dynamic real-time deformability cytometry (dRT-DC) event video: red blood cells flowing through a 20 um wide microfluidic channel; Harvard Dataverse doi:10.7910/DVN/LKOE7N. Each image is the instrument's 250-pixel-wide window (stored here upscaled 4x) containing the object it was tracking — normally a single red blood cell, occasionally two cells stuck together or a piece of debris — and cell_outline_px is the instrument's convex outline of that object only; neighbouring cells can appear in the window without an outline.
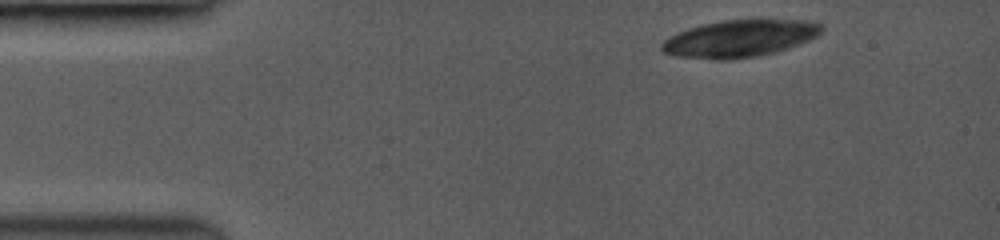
{"species": "common noctule bat (a hibernating species)", "species_latin": "Nyctalus noctula", "temperature_condition": "room temperature", "stored_images_in_passage": 37, "camera_frame_rate_fps": 3500, "um_per_image_px": 0.085, "animal": {"sex": "female", "body_mass_g": 19.0, "forearm_length_mm": 53.3}, "frame": {"image": 1, "passage_image": 1, "time_ms": 0.0, "image_size_px": [1000, 240], "cell_outline_px": [[820, 32], [816, 36], [796, 44], [772, 52], [752, 56], [724, 60], [720, 60], [680, 56], [664, 52], [660, 48], [660, 44], [664, 40], [680, 32], [704, 24], [728, 20], [792, 20], [820, 24]], "centroid_in_image_um": [62.79, 3.28], "position_along_channel_um": 22.2, "area_um2": 33.06}}
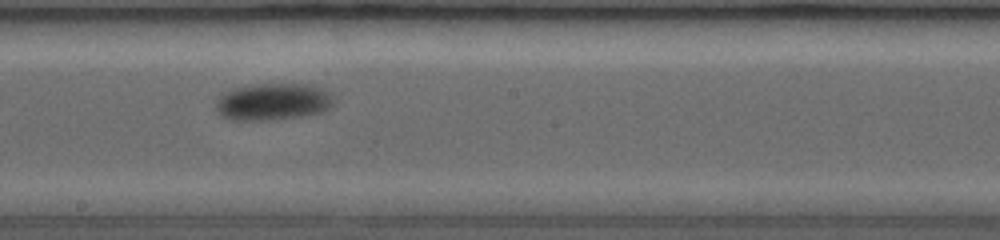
{"frame": {"image": 2, "passage_image": 19, "time_ms": 5.143, "image_size_px": [1000, 240], "cell_outline_px": [[332, 100], [328, 108], [320, 112], [300, 116], [264, 120], [232, 120], [224, 116], [216, 108], [220, 100], [228, 92], [236, 88], [260, 84], [300, 84], [324, 88]], "centroid_in_image_um": [23.23, 8.65], "position_along_channel_um": 225.0, "area_um2": 24.28}}
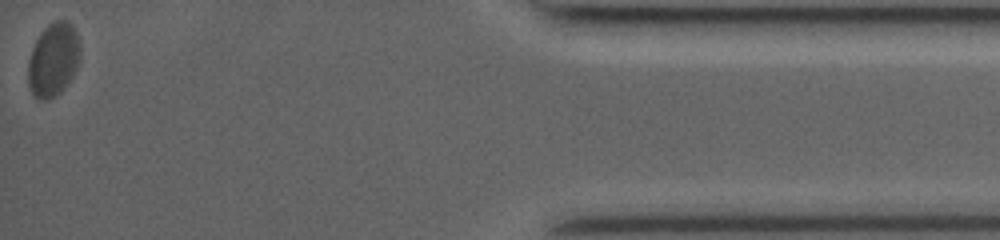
{"frame": {"image": 3, "passage_image": 37, "time_ms": 10.286, "image_size_px": [1000, 240], "cell_outline_px": [[80, 60], [72, 76], [64, 88], [56, 96], [48, 100], [40, 100], [32, 92], [28, 84], [28, 60], [32, 48], [40, 32], [48, 24], [56, 20], [64, 20], [72, 24], [76, 32], [80, 44]], "centroid_in_image_um": [4.53, 5.06], "position_along_channel_um": 430.7, "area_um2": 22.43}}